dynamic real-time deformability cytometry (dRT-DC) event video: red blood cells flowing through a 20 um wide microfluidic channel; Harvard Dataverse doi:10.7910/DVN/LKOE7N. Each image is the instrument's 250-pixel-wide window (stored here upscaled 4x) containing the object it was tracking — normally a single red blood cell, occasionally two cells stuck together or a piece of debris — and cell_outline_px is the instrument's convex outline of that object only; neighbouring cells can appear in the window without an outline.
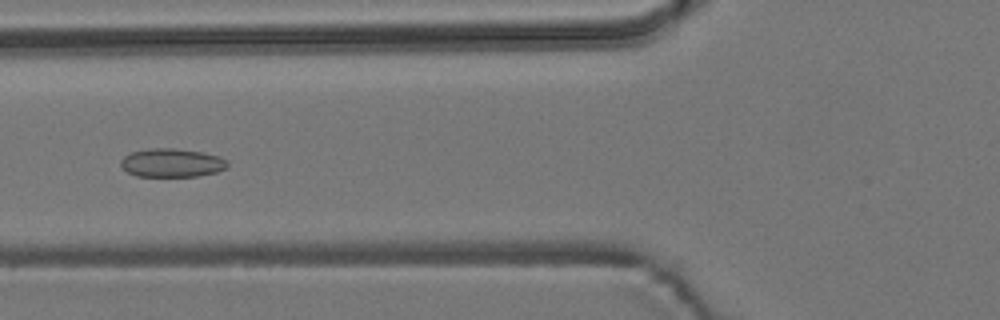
{"species": "common noctule bat (a hibernating species)", "species_latin": "Nyctalus noctula", "temperature_condition": "room temperature", "stored_images_in_passage": 9, "camera_frame_rate_fps": 3000, "um_per_image_px": 0.085, "animal": {"sex": "male", "body_mass_g": 19.2, "forearm_length_mm": 51.8}, "frame": {"image": 1, "passage_image": 4, "time_ms": 1.0, "image_size_px": [1000, 320], "cell_outline_px": [[228, 164], [224, 168], [216, 172], [196, 176], [136, 176], [128, 172], [120, 164], [120, 160], [124, 156], [132, 152], [148, 148], [172, 148], [204, 152], [228, 160]], "centroid_in_image_um": [14.58, 13.83], "position_along_channel_um": 111.2, "area_um2": 17.63}}
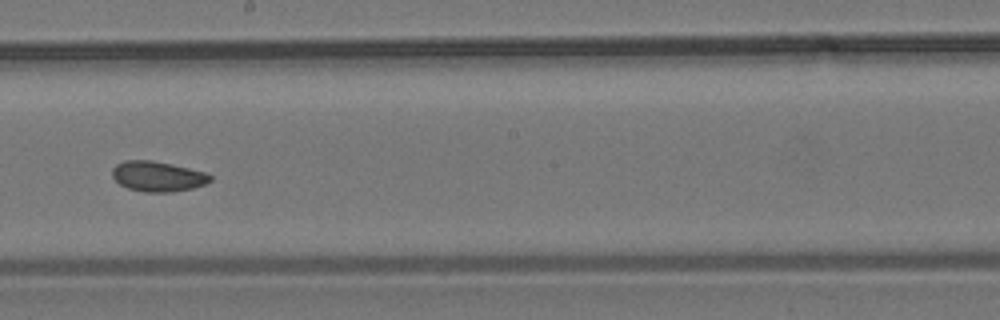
{"frame": {"image": 2, "passage_image": 7, "time_ms": 2.0, "image_size_px": [1000, 320], "cell_outline_px": [[212, 180], [204, 184], [192, 188], [172, 192], [144, 192], [128, 188], [120, 184], [112, 176], [112, 168], [116, 164], [124, 160], [152, 160], [172, 164], [204, 172], [212, 176]], "centroid_in_image_um": [13.38, 14.99], "position_along_channel_um": 234.8, "area_um2": 17.22}}
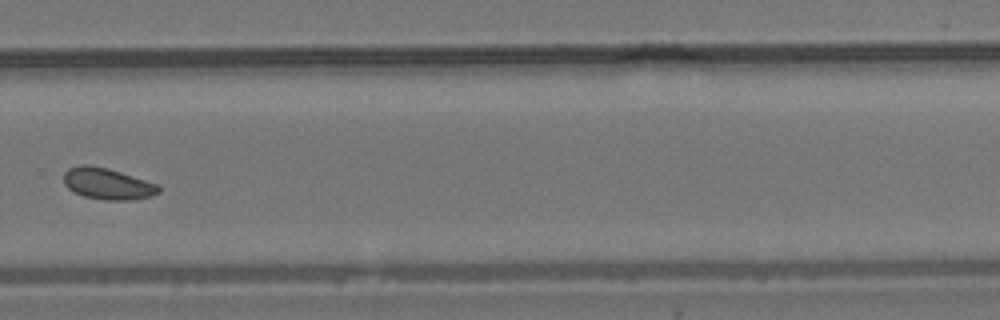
{"frame": {"image": 3, "passage_image": 9, "time_ms": 2.667, "image_size_px": [1000, 320], "cell_outline_px": [[160, 192], [152, 196], [132, 200], [104, 200], [84, 196], [72, 192], [64, 184], [64, 172], [68, 168], [80, 164], [88, 164], [108, 168], [160, 184]], "centroid_in_image_um": [9.15, 15.61], "position_along_channel_um": 320.7, "area_um2": 17.69}}